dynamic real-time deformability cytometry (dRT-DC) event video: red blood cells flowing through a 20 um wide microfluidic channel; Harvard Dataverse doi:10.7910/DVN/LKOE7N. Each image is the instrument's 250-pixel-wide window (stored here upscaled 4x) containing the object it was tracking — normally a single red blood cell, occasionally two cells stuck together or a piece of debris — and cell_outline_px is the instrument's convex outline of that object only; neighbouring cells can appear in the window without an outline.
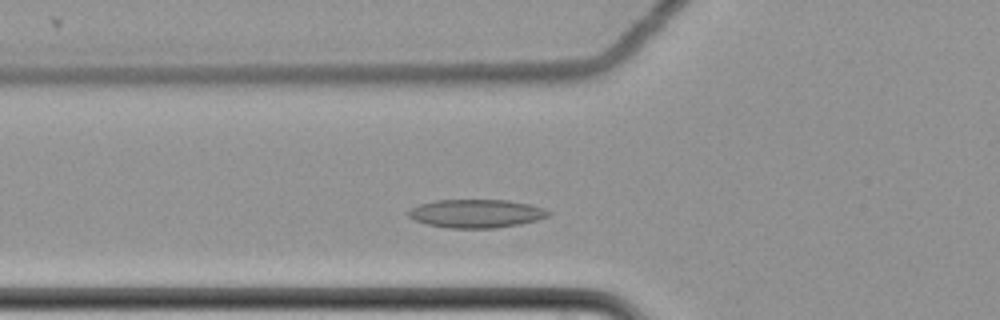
{"species": "common noctule bat (a hibernating species)", "species_latin": "Nyctalus noctula", "temperature_condition": "cold", "stored_images_in_passage": 41, "camera_frame_rate_fps": 3000, "um_per_image_px": 0.085, "animal": {"sex": "female", "body_mass_g": 22.7, "forearm_length_mm": 54.2}, "frame": {"image": 1, "passage_image": 11, "time_ms": 3.333, "image_size_px": [1000, 320], "cell_outline_px": [[552, 216], [520, 224], [496, 228], [448, 228], [428, 224], [416, 220], [408, 216], [408, 212], [412, 208], [420, 204], [436, 200], [508, 200], [528, 204], [552, 212]], "centroid_in_image_um": [40.51, 18.15], "position_along_channel_um": 85.3, "area_um2": 23.0}}
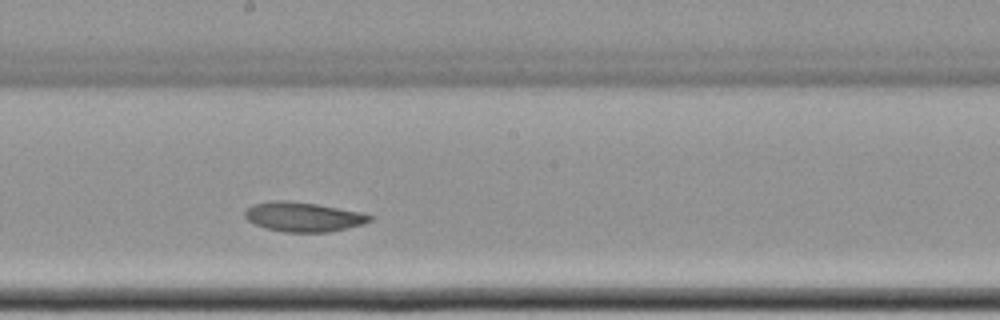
{"frame": {"image": 2, "passage_image": 23, "time_ms": 7.333, "image_size_px": [1000, 320], "cell_outline_px": [[376, 216], [372, 220], [364, 224], [328, 232], [284, 232], [264, 228], [248, 220], [244, 216], [244, 212], [252, 204], [276, 200], [284, 200], [316, 204], [360, 212]], "centroid_in_image_um": [25.79, 18.44], "position_along_channel_um": 222.4, "area_um2": 21.44}}
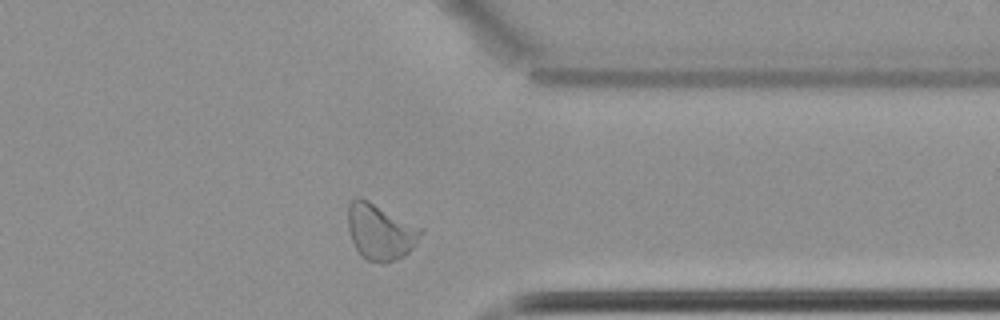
{"frame": {"image": 3, "passage_image": 37, "time_ms": 12.0, "image_size_px": [1000, 320], "cell_outline_px": [[424, 232], [412, 248], [404, 256], [384, 264], [380, 264], [368, 260], [360, 256], [348, 232], [348, 204], [356, 196], [368, 200], [424, 228]], "centroid_in_image_um": [32.33, 19.7], "position_along_channel_um": 379.1, "area_um2": 24.04}, "authors_computed_cell_mechanics": {"area_um2": 22.3686, "velocity_mm_per_s": 3.4383, "shape_relaxation_time_tau1_ms": 6.3618, "shape_relaxation_time_tau2_ms": 2.7616, "deformation_change_tau1": 0.0838, "deformation_change_tau2": 0.0474}}